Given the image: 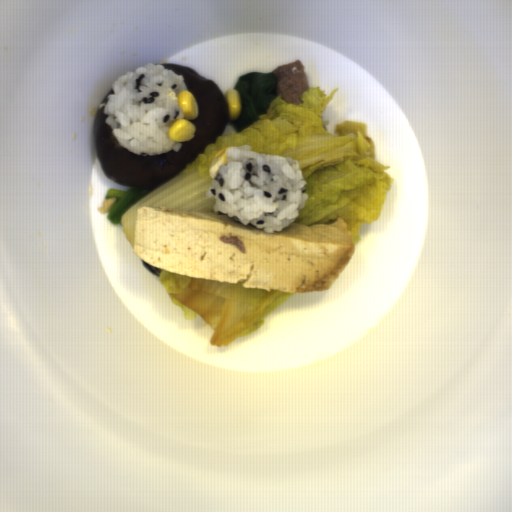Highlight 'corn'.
<instances>
[{
    "instance_id": "51d56268",
    "label": "corn",
    "mask_w": 512,
    "mask_h": 512,
    "mask_svg": "<svg viewBox=\"0 0 512 512\" xmlns=\"http://www.w3.org/2000/svg\"><path fill=\"white\" fill-rule=\"evenodd\" d=\"M178 106L181 108L185 118L179 119L171 124L167 135L171 141L187 142L192 141L196 135L195 125L188 121L196 119L199 114L197 99L188 90H182L177 94Z\"/></svg>"
},
{
    "instance_id": "f1292c28",
    "label": "corn",
    "mask_w": 512,
    "mask_h": 512,
    "mask_svg": "<svg viewBox=\"0 0 512 512\" xmlns=\"http://www.w3.org/2000/svg\"><path fill=\"white\" fill-rule=\"evenodd\" d=\"M225 100L228 107V120H238L242 113V101L239 91L234 88L228 89L225 93Z\"/></svg>"
},
{
    "instance_id": "5cfa1b94",
    "label": "corn",
    "mask_w": 512,
    "mask_h": 512,
    "mask_svg": "<svg viewBox=\"0 0 512 512\" xmlns=\"http://www.w3.org/2000/svg\"><path fill=\"white\" fill-rule=\"evenodd\" d=\"M229 148H232V147L228 146V147L222 148L219 151H217L216 154L214 155V157L210 163V167H209L210 178L216 179L220 167L223 164L227 163V161H228L227 150Z\"/></svg>"
}]
</instances>
